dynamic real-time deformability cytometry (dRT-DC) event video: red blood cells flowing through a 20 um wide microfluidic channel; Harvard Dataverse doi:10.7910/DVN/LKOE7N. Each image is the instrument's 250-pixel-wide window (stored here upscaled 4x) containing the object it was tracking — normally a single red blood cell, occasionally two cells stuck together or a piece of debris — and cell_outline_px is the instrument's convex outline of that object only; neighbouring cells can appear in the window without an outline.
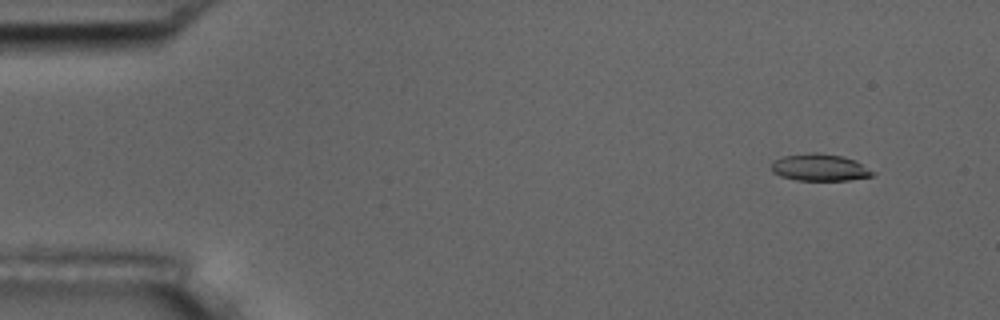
{"species": "common noctule bat (a hibernating species)", "species_latin": "Nyctalus noctula", "temperature_condition": "room temperature", "stored_images_in_passage": 7, "camera_frame_rate_fps": 3000, "um_per_image_px": 0.085, "animal": {"sex": "male", "body_mass_g": 17.5, "forearm_length_mm": 52.3}, "frame": {"image": 1, "passage_image": 2, "time_ms": 1.0, "image_size_px": [1000, 320], "cell_outline_px": [[876, 172], [872, 176], [848, 180], [796, 180], [780, 176], [772, 172], [772, 160], [784, 156], [812, 152], [820, 152], [844, 156], [856, 160]], "centroid_in_image_um": [69.69, 14.22], "position_along_channel_um": 15.3, "area_um2": 16.13}}
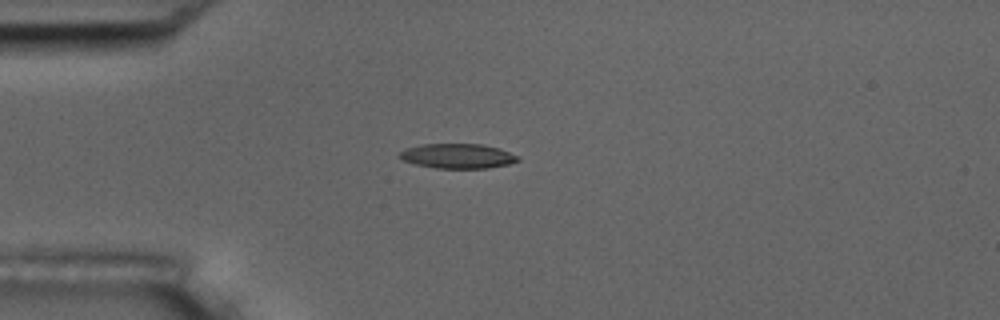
{"frame": {"image": 2, "passage_image": 5, "time_ms": 4.333, "image_size_px": [1000, 320], "cell_outline_px": [[520, 160], [508, 164], [488, 168], [436, 168], [416, 164], [404, 160], [396, 156], [404, 148], [420, 144], [480, 144], [500, 148], [520, 156]], "centroid_in_image_um": [38.9, 13.25], "position_along_channel_um": 46.1, "area_um2": 17.17}}
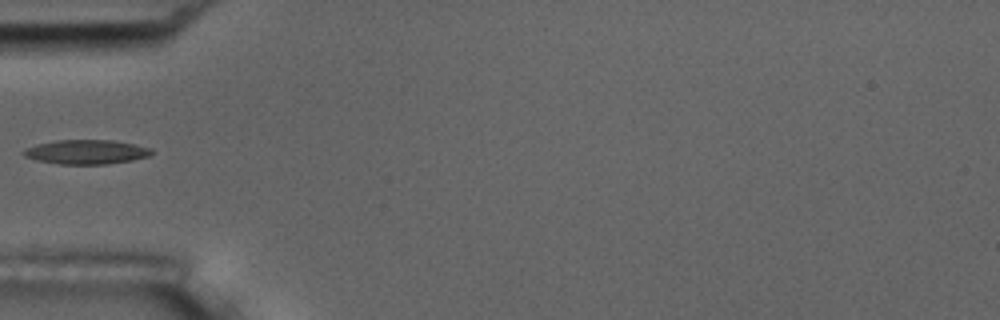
{"frame": {"image": 3, "passage_image": 6, "time_ms": 5.667, "image_size_px": [1000, 320], "cell_outline_px": [[152, 152], [148, 156], [132, 160], [104, 164], [60, 164], [36, 160], [24, 156], [20, 152], [24, 148], [36, 144], [56, 140], [112, 140], [152, 148]], "centroid_in_image_um": [7.27, 12.91], "position_along_channel_um": 77.7, "area_um2": 18.09}}